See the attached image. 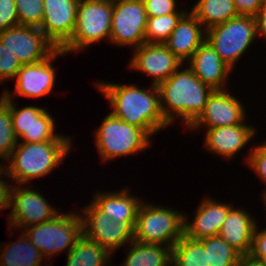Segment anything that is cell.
<instances>
[{
    "label": "cell",
    "mask_w": 266,
    "mask_h": 266,
    "mask_svg": "<svg viewBox=\"0 0 266 266\" xmlns=\"http://www.w3.org/2000/svg\"><path fill=\"white\" fill-rule=\"evenodd\" d=\"M147 18L143 0H113L110 43L132 50L146 43Z\"/></svg>",
    "instance_id": "11"
},
{
    "label": "cell",
    "mask_w": 266,
    "mask_h": 266,
    "mask_svg": "<svg viewBox=\"0 0 266 266\" xmlns=\"http://www.w3.org/2000/svg\"><path fill=\"white\" fill-rule=\"evenodd\" d=\"M135 85L97 81L94 86L109 101L110 112L115 117L142 128L152 137L170 127L162 115L158 86L138 88Z\"/></svg>",
    "instance_id": "1"
},
{
    "label": "cell",
    "mask_w": 266,
    "mask_h": 266,
    "mask_svg": "<svg viewBox=\"0 0 266 266\" xmlns=\"http://www.w3.org/2000/svg\"><path fill=\"white\" fill-rule=\"evenodd\" d=\"M245 208L228 211L226 219L218 233L223 240L238 251L242 256L249 255L252 247L254 230L257 220Z\"/></svg>",
    "instance_id": "22"
},
{
    "label": "cell",
    "mask_w": 266,
    "mask_h": 266,
    "mask_svg": "<svg viewBox=\"0 0 266 266\" xmlns=\"http://www.w3.org/2000/svg\"><path fill=\"white\" fill-rule=\"evenodd\" d=\"M83 235L111 254L134 241L136 221H114L92 200L80 208Z\"/></svg>",
    "instance_id": "9"
},
{
    "label": "cell",
    "mask_w": 266,
    "mask_h": 266,
    "mask_svg": "<svg viewBox=\"0 0 266 266\" xmlns=\"http://www.w3.org/2000/svg\"><path fill=\"white\" fill-rule=\"evenodd\" d=\"M185 211L143 201L137 212L134 241L173 247L184 235Z\"/></svg>",
    "instance_id": "5"
},
{
    "label": "cell",
    "mask_w": 266,
    "mask_h": 266,
    "mask_svg": "<svg viewBox=\"0 0 266 266\" xmlns=\"http://www.w3.org/2000/svg\"><path fill=\"white\" fill-rule=\"evenodd\" d=\"M184 14L171 13L158 17H148L145 32L146 43L163 44Z\"/></svg>",
    "instance_id": "30"
},
{
    "label": "cell",
    "mask_w": 266,
    "mask_h": 266,
    "mask_svg": "<svg viewBox=\"0 0 266 266\" xmlns=\"http://www.w3.org/2000/svg\"><path fill=\"white\" fill-rule=\"evenodd\" d=\"M229 90H213L209 95L203 112L187 128H215L243 123L247 116L244 104ZM202 126V127H201Z\"/></svg>",
    "instance_id": "15"
},
{
    "label": "cell",
    "mask_w": 266,
    "mask_h": 266,
    "mask_svg": "<svg viewBox=\"0 0 266 266\" xmlns=\"http://www.w3.org/2000/svg\"><path fill=\"white\" fill-rule=\"evenodd\" d=\"M250 152L245 157V163L247 162L250 170L254 171L258 178L265 183L266 186V142H260L259 145H252ZM263 193L260 195L261 201L266 199V188H263Z\"/></svg>",
    "instance_id": "33"
},
{
    "label": "cell",
    "mask_w": 266,
    "mask_h": 266,
    "mask_svg": "<svg viewBox=\"0 0 266 266\" xmlns=\"http://www.w3.org/2000/svg\"><path fill=\"white\" fill-rule=\"evenodd\" d=\"M147 17H158L171 13H186L188 9H177V0H143Z\"/></svg>",
    "instance_id": "35"
},
{
    "label": "cell",
    "mask_w": 266,
    "mask_h": 266,
    "mask_svg": "<svg viewBox=\"0 0 266 266\" xmlns=\"http://www.w3.org/2000/svg\"><path fill=\"white\" fill-rule=\"evenodd\" d=\"M256 19L257 37L262 36L266 40V0L264 1L262 7L259 9Z\"/></svg>",
    "instance_id": "40"
},
{
    "label": "cell",
    "mask_w": 266,
    "mask_h": 266,
    "mask_svg": "<svg viewBox=\"0 0 266 266\" xmlns=\"http://www.w3.org/2000/svg\"><path fill=\"white\" fill-rule=\"evenodd\" d=\"M206 85L213 90H224L233 70L226 65L219 54L205 40L185 64Z\"/></svg>",
    "instance_id": "20"
},
{
    "label": "cell",
    "mask_w": 266,
    "mask_h": 266,
    "mask_svg": "<svg viewBox=\"0 0 266 266\" xmlns=\"http://www.w3.org/2000/svg\"><path fill=\"white\" fill-rule=\"evenodd\" d=\"M233 205L220 202L212 196H205L199 202L192 221L189 220V215H186L185 212L184 235L194 240L218 235L228 211Z\"/></svg>",
    "instance_id": "19"
},
{
    "label": "cell",
    "mask_w": 266,
    "mask_h": 266,
    "mask_svg": "<svg viewBox=\"0 0 266 266\" xmlns=\"http://www.w3.org/2000/svg\"><path fill=\"white\" fill-rule=\"evenodd\" d=\"M112 11L113 0H79L74 33L61 50L78 53L102 40L110 42Z\"/></svg>",
    "instance_id": "6"
},
{
    "label": "cell",
    "mask_w": 266,
    "mask_h": 266,
    "mask_svg": "<svg viewBox=\"0 0 266 266\" xmlns=\"http://www.w3.org/2000/svg\"><path fill=\"white\" fill-rule=\"evenodd\" d=\"M66 56V53L61 49H57L50 57L45 60L24 64L18 70L16 75L15 89L3 90L4 94L13 99V96H21L26 98H41L50 94L55 88L56 70L52 62L56 58ZM16 95V96H15Z\"/></svg>",
    "instance_id": "14"
},
{
    "label": "cell",
    "mask_w": 266,
    "mask_h": 266,
    "mask_svg": "<svg viewBox=\"0 0 266 266\" xmlns=\"http://www.w3.org/2000/svg\"><path fill=\"white\" fill-rule=\"evenodd\" d=\"M205 40L206 30L189 10L181 17L173 32L163 44L183 64H186Z\"/></svg>",
    "instance_id": "21"
},
{
    "label": "cell",
    "mask_w": 266,
    "mask_h": 266,
    "mask_svg": "<svg viewBox=\"0 0 266 266\" xmlns=\"http://www.w3.org/2000/svg\"><path fill=\"white\" fill-rule=\"evenodd\" d=\"M79 0H43L44 18L39 29L61 49L76 27Z\"/></svg>",
    "instance_id": "17"
},
{
    "label": "cell",
    "mask_w": 266,
    "mask_h": 266,
    "mask_svg": "<svg viewBox=\"0 0 266 266\" xmlns=\"http://www.w3.org/2000/svg\"><path fill=\"white\" fill-rule=\"evenodd\" d=\"M129 189L120 191H96L92 201L105 212L111 220L136 221L137 212L143 200L135 196ZM141 199V200H140Z\"/></svg>",
    "instance_id": "23"
},
{
    "label": "cell",
    "mask_w": 266,
    "mask_h": 266,
    "mask_svg": "<svg viewBox=\"0 0 266 266\" xmlns=\"http://www.w3.org/2000/svg\"><path fill=\"white\" fill-rule=\"evenodd\" d=\"M111 256L114 255L82 234L67 253L65 266H111Z\"/></svg>",
    "instance_id": "26"
},
{
    "label": "cell",
    "mask_w": 266,
    "mask_h": 266,
    "mask_svg": "<svg viewBox=\"0 0 266 266\" xmlns=\"http://www.w3.org/2000/svg\"><path fill=\"white\" fill-rule=\"evenodd\" d=\"M258 224L259 223H257L254 230L252 247L249 255L266 264V228L258 229V227H260Z\"/></svg>",
    "instance_id": "37"
},
{
    "label": "cell",
    "mask_w": 266,
    "mask_h": 266,
    "mask_svg": "<svg viewBox=\"0 0 266 266\" xmlns=\"http://www.w3.org/2000/svg\"><path fill=\"white\" fill-rule=\"evenodd\" d=\"M207 250L208 265L236 266L241 254L219 235L198 240Z\"/></svg>",
    "instance_id": "29"
},
{
    "label": "cell",
    "mask_w": 266,
    "mask_h": 266,
    "mask_svg": "<svg viewBox=\"0 0 266 266\" xmlns=\"http://www.w3.org/2000/svg\"><path fill=\"white\" fill-rule=\"evenodd\" d=\"M128 66L152 77L151 85L167 80L182 62L161 43H144L133 50Z\"/></svg>",
    "instance_id": "16"
},
{
    "label": "cell",
    "mask_w": 266,
    "mask_h": 266,
    "mask_svg": "<svg viewBox=\"0 0 266 266\" xmlns=\"http://www.w3.org/2000/svg\"><path fill=\"white\" fill-rule=\"evenodd\" d=\"M265 0H233L238 15L255 17Z\"/></svg>",
    "instance_id": "38"
},
{
    "label": "cell",
    "mask_w": 266,
    "mask_h": 266,
    "mask_svg": "<svg viewBox=\"0 0 266 266\" xmlns=\"http://www.w3.org/2000/svg\"><path fill=\"white\" fill-rule=\"evenodd\" d=\"M263 202H264L263 205L265 206V210H266V199Z\"/></svg>",
    "instance_id": "42"
},
{
    "label": "cell",
    "mask_w": 266,
    "mask_h": 266,
    "mask_svg": "<svg viewBox=\"0 0 266 266\" xmlns=\"http://www.w3.org/2000/svg\"><path fill=\"white\" fill-rule=\"evenodd\" d=\"M236 266H266V264L254 259L250 255H244L241 256Z\"/></svg>",
    "instance_id": "41"
},
{
    "label": "cell",
    "mask_w": 266,
    "mask_h": 266,
    "mask_svg": "<svg viewBox=\"0 0 266 266\" xmlns=\"http://www.w3.org/2000/svg\"><path fill=\"white\" fill-rule=\"evenodd\" d=\"M182 65L158 85L160 107L164 119L174 125L181 120L186 129L203 112L213 89L204 84L188 67Z\"/></svg>",
    "instance_id": "2"
},
{
    "label": "cell",
    "mask_w": 266,
    "mask_h": 266,
    "mask_svg": "<svg viewBox=\"0 0 266 266\" xmlns=\"http://www.w3.org/2000/svg\"><path fill=\"white\" fill-rule=\"evenodd\" d=\"M172 266H210L207 250L198 240L183 235L172 247Z\"/></svg>",
    "instance_id": "28"
},
{
    "label": "cell",
    "mask_w": 266,
    "mask_h": 266,
    "mask_svg": "<svg viewBox=\"0 0 266 266\" xmlns=\"http://www.w3.org/2000/svg\"><path fill=\"white\" fill-rule=\"evenodd\" d=\"M257 38L253 16L239 15L206 30V41L232 70Z\"/></svg>",
    "instance_id": "8"
},
{
    "label": "cell",
    "mask_w": 266,
    "mask_h": 266,
    "mask_svg": "<svg viewBox=\"0 0 266 266\" xmlns=\"http://www.w3.org/2000/svg\"><path fill=\"white\" fill-rule=\"evenodd\" d=\"M69 136L60 134L54 140L45 142H17L10 157L1 165L10 180L16 184H30L33 179L48 176L63 160L73 152V142Z\"/></svg>",
    "instance_id": "3"
},
{
    "label": "cell",
    "mask_w": 266,
    "mask_h": 266,
    "mask_svg": "<svg viewBox=\"0 0 266 266\" xmlns=\"http://www.w3.org/2000/svg\"><path fill=\"white\" fill-rule=\"evenodd\" d=\"M0 98L10 107L12 125L18 142H45L60 135L56 133L54 117L45 107L29 105L19 108L14 98L9 99L4 93Z\"/></svg>",
    "instance_id": "12"
},
{
    "label": "cell",
    "mask_w": 266,
    "mask_h": 266,
    "mask_svg": "<svg viewBox=\"0 0 266 266\" xmlns=\"http://www.w3.org/2000/svg\"><path fill=\"white\" fill-rule=\"evenodd\" d=\"M23 231L42 256L52 260V256L65 249L68 253L81 237L82 218L79 212H61L54 219L27 227Z\"/></svg>",
    "instance_id": "7"
},
{
    "label": "cell",
    "mask_w": 266,
    "mask_h": 266,
    "mask_svg": "<svg viewBox=\"0 0 266 266\" xmlns=\"http://www.w3.org/2000/svg\"><path fill=\"white\" fill-rule=\"evenodd\" d=\"M21 232L16 241L1 244L0 266H42L45 258L40 250L35 247L24 231ZM44 266H52L46 264Z\"/></svg>",
    "instance_id": "24"
},
{
    "label": "cell",
    "mask_w": 266,
    "mask_h": 266,
    "mask_svg": "<svg viewBox=\"0 0 266 266\" xmlns=\"http://www.w3.org/2000/svg\"><path fill=\"white\" fill-rule=\"evenodd\" d=\"M120 266H172V247L132 241Z\"/></svg>",
    "instance_id": "25"
},
{
    "label": "cell",
    "mask_w": 266,
    "mask_h": 266,
    "mask_svg": "<svg viewBox=\"0 0 266 266\" xmlns=\"http://www.w3.org/2000/svg\"><path fill=\"white\" fill-rule=\"evenodd\" d=\"M21 63L12 55L6 46L0 42V84L9 79H15Z\"/></svg>",
    "instance_id": "34"
},
{
    "label": "cell",
    "mask_w": 266,
    "mask_h": 266,
    "mask_svg": "<svg viewBox=\"0 0 266 266\" xmlns=\"http://www.w3.org/2000/svg\"><path fill=\"white\" fill-rule=\"evenodd\" d=\"M0 42L21 65L45 60L57 50L39 27L35 26L18 25L2 30Z\"/></svg>",
    "instance_id": "13"
},
{
    "label": "cell",
    "mask_w": 266,
    "mask_h": 266,
    "mask_svg": "<svg viewBox=\"0 0 266 266\" xmlns=\"http://www.w3.org/2000/svg\"><path fill=\"white\" fill-rule=\"evenodd\" d=\"M17 142L10 107L0 98V160L6 161L10 157Z\"/></svg>",
    "instance_id": "31"
},
{
    "label": "cell",
    "mask_w": 266,
    "mask_h": 266,
    "mask_svg": "<svg viewBox=\"0 0 266 266\" xmlns=\"http://www.w3.org/2000/svg\"><path fill=\"white\" fill-rule=\"evenodd\" d=\"M246 121L232 126L204 129L206 132L203 147L224 160H232L255 138L256 128L246 124Z\"/></svg>",
    "instance_id": "18"
},
{
    "label": "cell",
    "mask_w": 266,
    "mask_h": 266,
    "mask_svg": "<svg viewBox=\"0 0 266 266\" xmlns=\"http://www.w3.org/2000/svg\"><path fill=\"white\" fill-rule=\"evenodd\" d=\"M14 0H0V31L18 26Z\"/></svg>",
    "instance_id": "36"
},
{
    "label": "cell",
    "mask_w": 266,
    "mask_h": 266,
    "mask_svg": "<svg viewBox=\"0 0 266 266\" xmlns=\"http://www.w3.org/2000/svg\"><path fill=\"white\" fill-rule=\"evenodd\" d=\"M93 135L96 151L104 163L142 153L152 141L142 128L122 121L111 112L102 119Z\"/></svg>",
    "instance_id": "4"
},
{
    "label": "cell",
    "mask_w": 266,
    "mask_h": 266,
    "mask_svg": "<svg viewBox=\"0 0 266 266\" xmlns=\"http://www.w3.org/2000/svg\"><path fill=\"white\" fill-rule=\"evenodd\" d=\"M18 24L40 27L44 18L43 0H14Z\"/></svg>",
    "instance_id": "32"
},
{
    "label": "cell",
    "mask_w": 266,
    "mask_h": 266,
    "mask_svg": "<svg viewBox=\"0 0 266 266\" xmlns=\"http://www.w3.org/2000/svg\"><path fill=\"white\" fill-rule=\"evenodd\" d=\"M192 7L205 30L239 16L233 0H197Z\"/></svg>",
    "instance_id": "27"
},
{
    "label": "cell",
    "mask_w": 266,
    "mask_h": 266,
    "mask_svg": "<svg viewBox=\"0 0 266 266\" xmlns=\"http://www.w3.org/2000/svg\"><path fill=\"white\" fill-rule=\"evenodd\" d=\"M2 176V177H1ZM7 177L6 181L4 178ZM7 172L0 167V210H7L10 206V191L12 185L9 183Z\"/></svg>",
    "instance_id": "39"
},
{
    "label": "cell",
    "mask_w": 266,
    "mask_h": 266,
    "mask_svg": "<svg viewBox=\"0 0 266 266\" xmlns=\"http://www.w3.org/2000/svg\"><path fill=\"white\" fill-rule=\"evenodd\" d=\"M26 187V184H14L11 187L10 212L7 214L11 236L15 228L23 231L27 227L50 221L61 213L41 192L32 189V186Z\"/></svg>",
    "instance_id": "10"
}]
</instances>
